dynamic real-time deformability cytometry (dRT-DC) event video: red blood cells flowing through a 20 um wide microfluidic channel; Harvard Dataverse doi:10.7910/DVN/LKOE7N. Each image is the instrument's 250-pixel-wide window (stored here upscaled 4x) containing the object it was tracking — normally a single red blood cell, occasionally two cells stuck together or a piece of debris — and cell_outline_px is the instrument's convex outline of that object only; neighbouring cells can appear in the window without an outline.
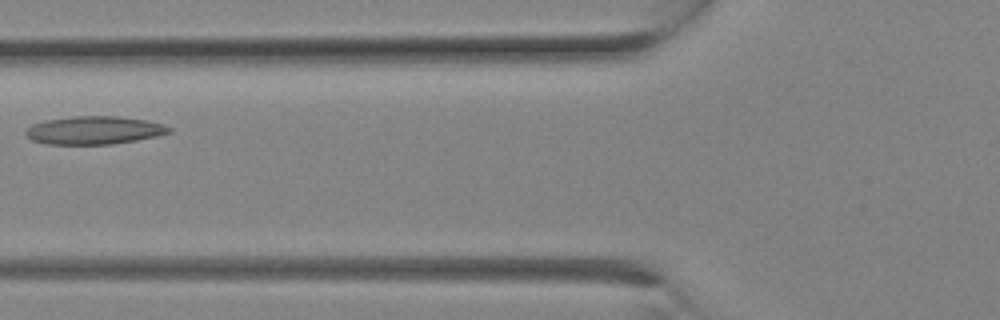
{"species": "Egyptian fruit bat (a non-hibernating species)", "species_latin": "Rousettus aegyptiacus", "temperature_condition": "room temperature", "stored_images_in_passage": 11, "camera_frame_rate_fps": 3000, "um_per_image_px": 0.085, "animal": {"sex": "female"}, "frame": {"image": 1, "passage_image": 7, "time_ms": 2.0, "image_size_px": [1000, 320], "cell_outline_px": [[172, 132], [156, 136], [136, 140], [112, 144], [48, 144], [32, 140], [24, 132], [32, 124], [44, 120], [72, 116], [116, 116], [148, 120], [172, 128]], "centroid_in_image_um": [8.0, 11.06], "position_along_channel_um": 117.8, "area_um2": 23.41}}
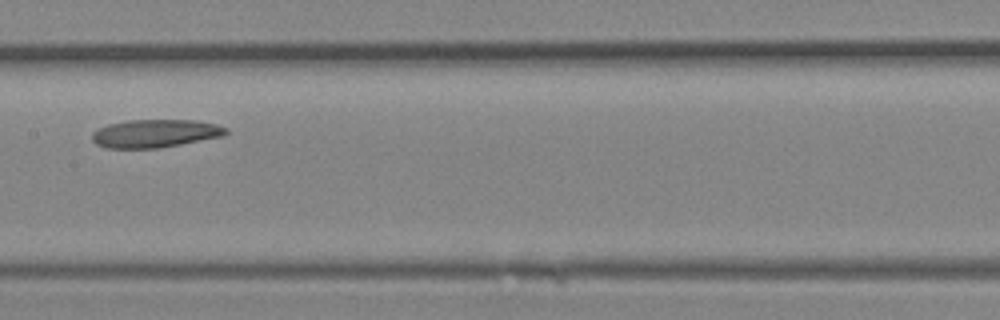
{"frame": {"image": 2, "passage_image": 10, "time_ms": 3.0, "image_size_px": [1000, 320], "cell_outline_px": [[228, 132], [224, 136], [160, 148], [108, 148], [96, 144], [92, 140], [92, 132], [108, 124], [128, 120], [196, 120], [216, 124], [228, 128]], "centroid_in_image_um": [13.21, 11.34], "position_along_channel_um": 194.2, "area_um2": 21.96}}